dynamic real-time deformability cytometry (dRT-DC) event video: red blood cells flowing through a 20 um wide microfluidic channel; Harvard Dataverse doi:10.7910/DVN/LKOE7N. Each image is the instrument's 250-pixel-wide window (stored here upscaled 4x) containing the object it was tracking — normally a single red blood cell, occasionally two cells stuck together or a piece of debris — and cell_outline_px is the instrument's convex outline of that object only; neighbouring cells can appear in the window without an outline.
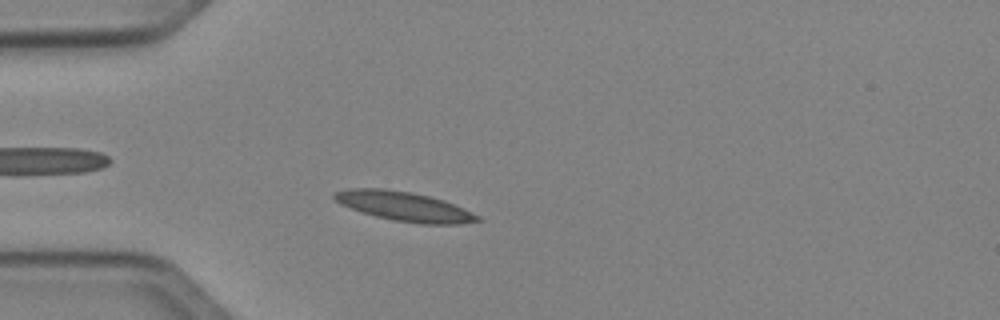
{"species": "Egyptian fruit bat (a non-hibernating species)", "species_latin": "Rousettus aegyptiacus", "temperature_condition": "cold", "stored_images_in_passage": 46, "camera_frame_rate_fps": 3000, "um_per_image_px": 0.085, "animal": {"sex": "female"}, "frame": {"image": 1, "passage_image": 10, "time_ms": 3.0, "image_size_px": [1000, 320], "cell_outline_px": [[480, 220], [460, 224], [420, 224], [396, 220], [376, 216], [360, 212], [340, 204], [332, 196], [332, 192], [348, 188], [384, 188], [412, 192], [444, 200], [464, 208], [480, 216]], "centroid_in_image_um": [34.33, 17.53], "position_along_channel_um": 50.7, "area_um2": 24.57}}
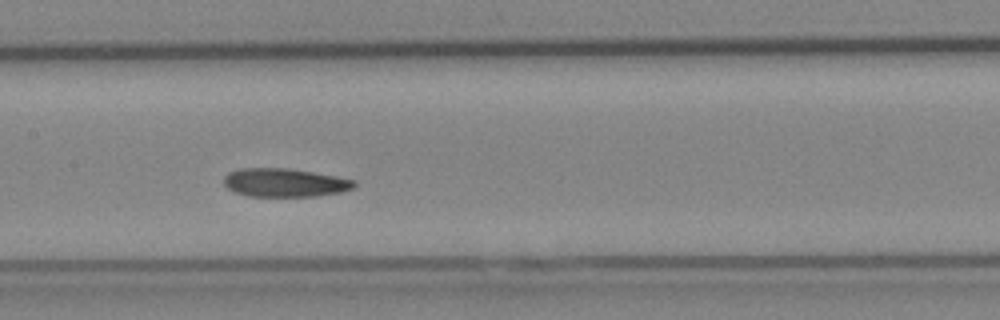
{"frame": {"image": 2, "passage_image": 21, "time_ms": 6.667, "image_size_px": [1000, 320], "cell_outline_px": [[356, 188], [340, 192], [316, 196], [248, 196], [236, 192], [228, 188], [224, 184], [224, 176], [228, 172], [240, 168], [288, 168], [336, 176], [356, 180]], "centroid_in_image_um": [24.22, 15.52], "position_along_channel_um": 183.2, "area_um2": 21.68}}
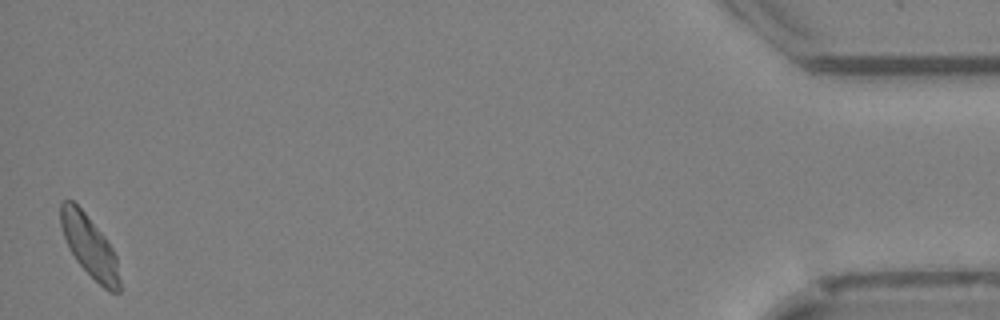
{"frame": {"image": 3, "passage_image": 46, "time_ms": 15.0, "image_size_px": [1000, 320], "cell_outline_px": [[120, 292], [108, 292], [76, 260], [68, 248], [60, 224], [60, 204], [64, 200], [72, 200], [84, 212], [104, 236], [112, 248], [116, 256], [120, 280]], "centroid_in_image_um": [7.61, 20.93], "position_along_channel_um": 427.6, "area_um2": 20.81}, "authors_computed_cell_mechanics": {"area_um2": 21.964, "velocity_mm_per_s": 3.9929, "shape_relaxation_time_tau1_ms": 6.2352, "shape_relaxation_time_tau2_ms": 2.6384, "deformation_change_tau1": 0.1437, "deformation_change_tau2": 0.073}}